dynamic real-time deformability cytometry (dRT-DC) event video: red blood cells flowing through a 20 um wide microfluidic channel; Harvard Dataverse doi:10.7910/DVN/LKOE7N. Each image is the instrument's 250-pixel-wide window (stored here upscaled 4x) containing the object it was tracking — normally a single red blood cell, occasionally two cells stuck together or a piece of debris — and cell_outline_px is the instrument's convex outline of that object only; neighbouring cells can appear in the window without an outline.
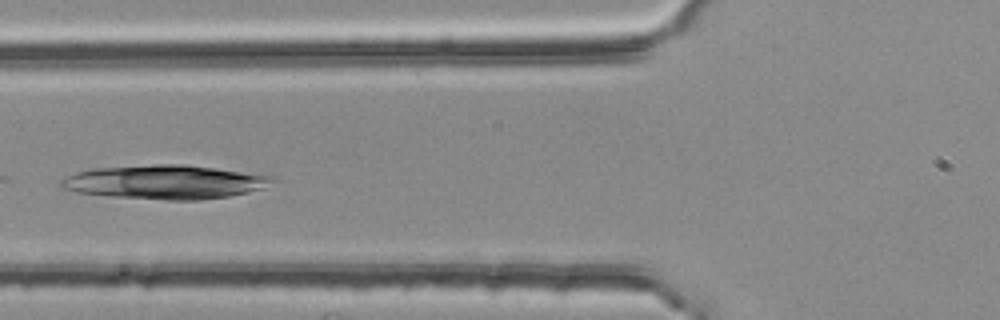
{"species": "common noctule bat (a hibernating species)", "species_latin": "Nyctalus noctula", "temperature_condition": "room temperature", "stored_images_in_passage": 4, "camera_frame_rate_fps": 3000, "um_per_image_px": 0.085, "animal": {"sex": "female", "body_mass_g": 25.1}, "frame": {"image": 1, "passage_image": 4, "time_ms": 1.0, "image_size_px": [1000, 320], "cell_outline_px": [[276, 176], [264, 188], [248, 192], [228, 196], [200, 200], [168, 200], [112, 196], [80, 192], [60, 188], [60, 180], [76, 172], [96, 168], [152, 164], [184, 164], [216, 168]], "centroid_in_image_um": [14.04, 15.46], "position_along_channel_um": 111.8, "area_um2": 41.56}}